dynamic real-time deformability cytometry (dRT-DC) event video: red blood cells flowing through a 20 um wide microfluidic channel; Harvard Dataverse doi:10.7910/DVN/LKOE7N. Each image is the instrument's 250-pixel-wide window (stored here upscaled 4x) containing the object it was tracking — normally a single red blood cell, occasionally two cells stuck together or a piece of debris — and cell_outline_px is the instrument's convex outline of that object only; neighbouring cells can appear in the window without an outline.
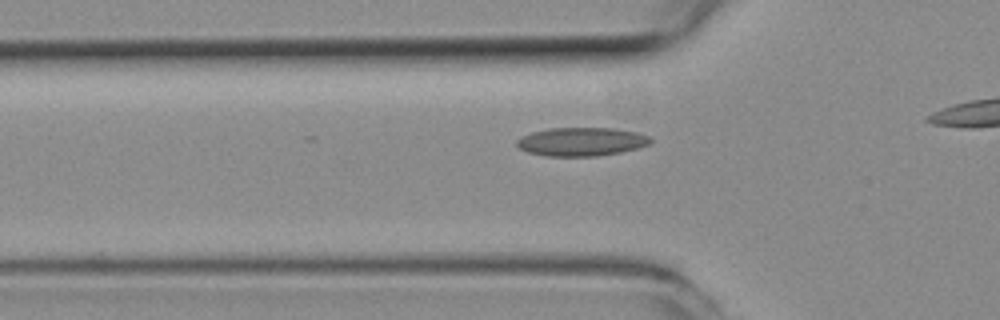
{"species": "common noctule bat (a hibernating species)", "species_latin": "Nyctalus noctula", "temperature_condition": "room temperature", "stored_images_in_passage": 14, "camera_frame_rate_fps": 3000, "um_per_image_px": 0.085, "animal": {"sex": "female", "body_mass_g": 19.3, "forearm_length_mm": 54.1}, "frame": {"image": 1, "passage_image": 10, "time_ms": 3.0, "image_size_px": [1000, 320], "cell_outline_px": [[652, 140], [648, 144], [640, 148], [620, 152], [596, 156], [544, 156], [528, 152], [520, 148], [516, 144], [516, 140], [532, 132], [548, 128], [612, 128], [636, 132], [652, 136]], "centroid_in_image_um": [49.45, 12.04], "position_along_channel_um": 76.4, "area_um2": 22.25}}
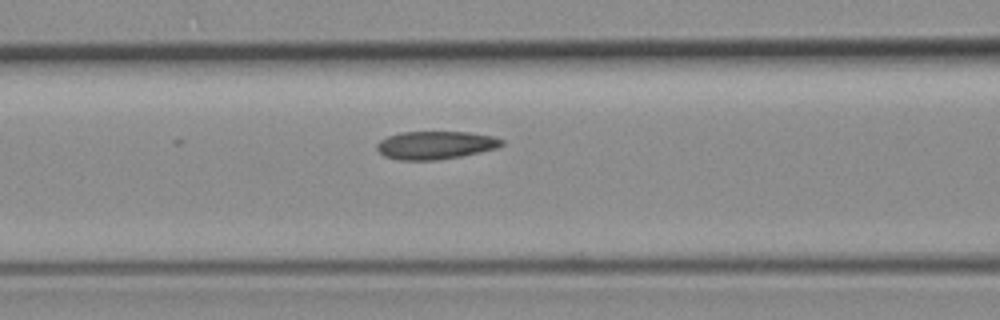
{"frame": {"image": 2, "passage_image": 14, "time_ms": 4.333, "image_size_px": [1000, 320], "cell_outline_px": [[504, 144], [496, 148], [480, 152], [460, 156], [436, 160], [400, 160], [384, 156], [376, 148], [376, 144], [380, 140], [388, 136], [400, 132], [468, 132], [492, 136], [504, 140]], "centroid_in_image_um": [37.0, 12.33], "position_along_channel_um": 129.6, "area_um2": 20.35}}